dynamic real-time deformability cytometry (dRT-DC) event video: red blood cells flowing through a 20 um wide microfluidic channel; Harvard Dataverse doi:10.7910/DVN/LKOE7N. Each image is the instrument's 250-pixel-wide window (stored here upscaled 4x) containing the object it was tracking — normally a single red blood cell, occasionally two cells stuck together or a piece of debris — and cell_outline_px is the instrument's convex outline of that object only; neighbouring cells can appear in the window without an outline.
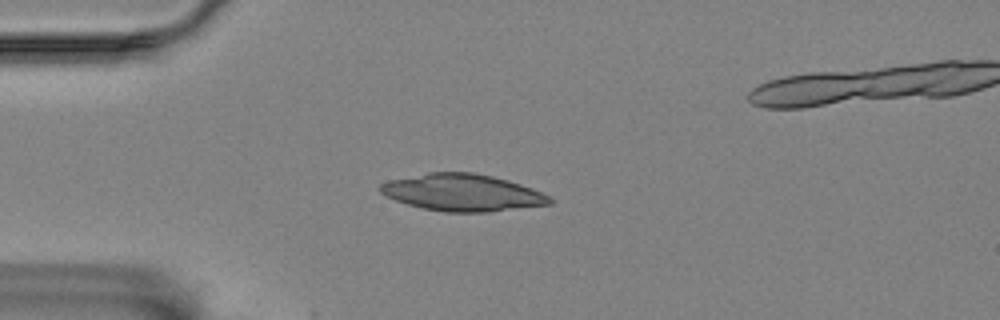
{"species": "Egyptian fruit bat (a non-hibernating species)", "species_latin": "Rousettus aegyptiacus", "temperature_condition": "room temperature", "stored_images_in_passage": 37, "camera_frame_rate_fps": 3000, "um_per_image_px": 0.085, "animal": {"sex": "female"}, "frame": {"image": 1, "passage_image": 1, "time_ms": 0.0, "image_size_px": [1000, 320], "cell_outline_px": [[552, 204], [488, 212], [444, 212], [424, 208], [408, 204], [396, 200], [380, 192], [376, 188], [380, 184], [388, 180], [428, 172], [472, 172], [492, 176], [508, 180], [532, 188], [548, 196], [552, 200]], "centroid_in_image_um": [39.28, 16.36], "position_along_channel_um": 45.7, "area_um2": 36.41}}
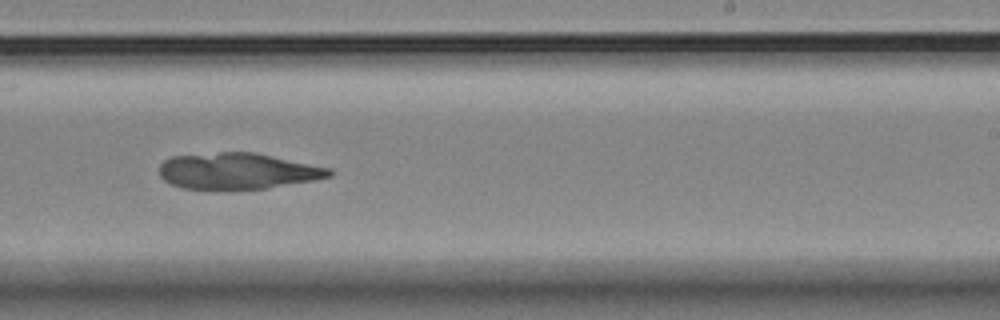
{"frame": {"image": 2, "passage_image": 22, "time_ms": 7.0, "image_size_px": [1000, 320], "cell_outline_px": [[332, 176], [312, 180], [264, 188], [232, 192], [220, 192], [184, 188], [172, 184], [164, 180], [160, 176], [160, 164], [164, 160], [172, 156], [220, 152], [252, 152], [332, 168]], "centroid_in_image_um": [20.15, 14.57], "position_along_channel_um": 268.9, "area_um2": 36.47}}
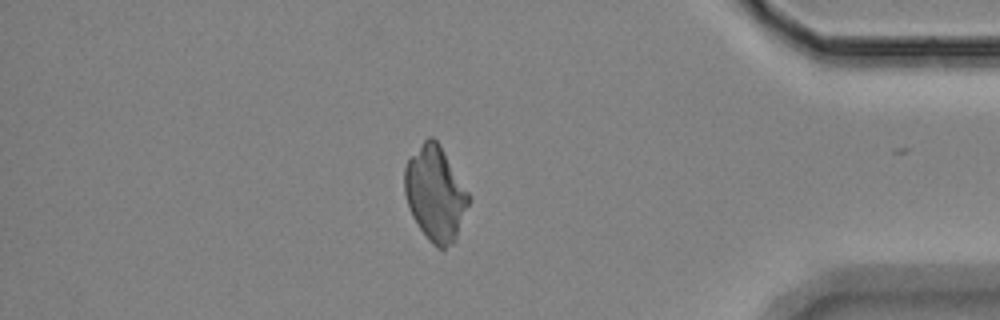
{"frame": {"image": 3, "passage_image": 36, "time_ms": 11.667, "image_size_px": [1000, 320], "cell_outline_px": [[468, 204], [456, 240], [452, 244], [444, 248], [436, 248], [428, 240], [412, 216], [404, 192], [404, 168], [408, 160], [424, 140], [428, 136], [432, 136], [440, 144], [468, 192]], "centroid_in_image_um": [36.98, 16.46], "position_along_channel_um": 398.2, "area_um2": 34.97}}